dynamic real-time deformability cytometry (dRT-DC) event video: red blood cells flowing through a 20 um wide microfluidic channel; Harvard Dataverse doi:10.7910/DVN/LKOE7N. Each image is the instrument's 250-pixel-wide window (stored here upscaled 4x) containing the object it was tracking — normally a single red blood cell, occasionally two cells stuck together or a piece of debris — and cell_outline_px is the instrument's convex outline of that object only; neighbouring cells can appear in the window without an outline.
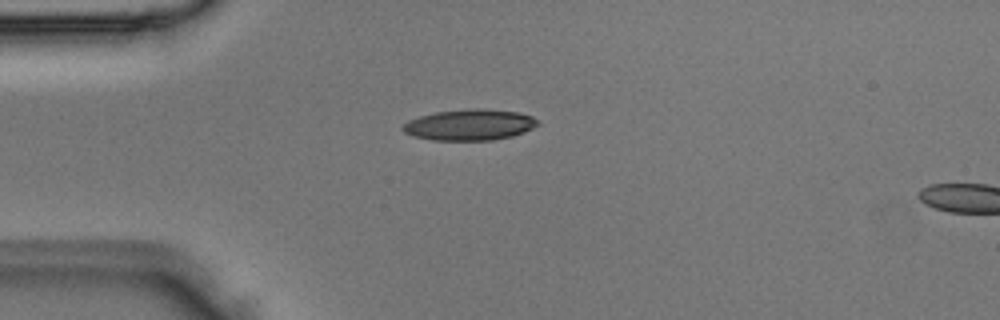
{"species": "Egyptian fruit bat (a non-hibernating species)", "species_latin": "Rousettus aegyptiacus", "temperature_condition": "room temperature", "stored_images_in_passage": 5, "camera_frame_rate_fps": 3000, "um_per_image_px": 0.085, "animal": {"sex": "male"}, "frame": {"image": 1, "passage_image": 4, "time_ms": 1.0, "image_size_px": [1000, 320], "cell_outline_px": [[540, 124], [524, 132], [512, 136], [492, 140], [432, 140], [412, 136], [404, 132], [400, 128], [408, 120], [420, 116], [436, 112], [472, 108], [484, 108], [516, 112], [532, 116]], "centroid_in_image_um": [39.9, 10.61], "position_along_channel_um": 45.1, "area_um2": 24.39}}